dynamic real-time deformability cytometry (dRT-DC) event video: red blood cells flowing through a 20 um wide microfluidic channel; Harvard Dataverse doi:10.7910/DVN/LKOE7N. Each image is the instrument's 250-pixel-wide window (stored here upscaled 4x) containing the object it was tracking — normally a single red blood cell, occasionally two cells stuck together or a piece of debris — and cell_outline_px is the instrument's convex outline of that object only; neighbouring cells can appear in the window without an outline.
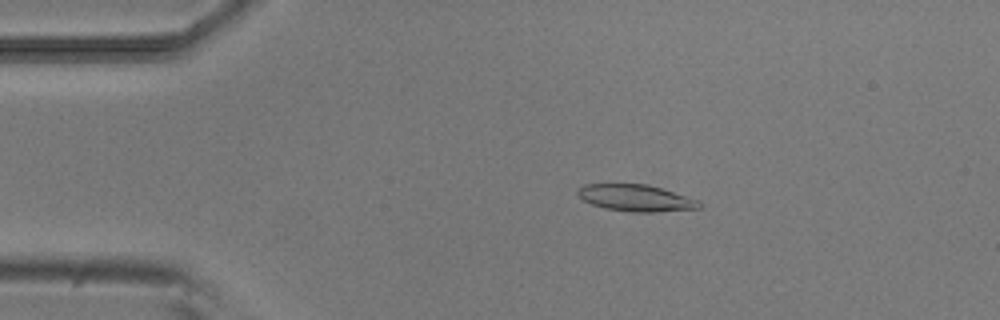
{"species": "common noctule bat (a hibernating species)", "species_latin": "Nyctalus noctula", "temperature_condition": "room temperature", "stored_images_in_passage": 26, "camera_frame_rate_fps": 3000, "um_per_image_px": 0.085, "animal": {"sex": "male", "body_mass_g": 20.5, "forearm_length_mm": 52.5}, "frame": {"image": 1, "passage_image": 10, "time_ms": 3.0, "image_size_px": [1000, 320], "cell_outline_px": [[700, 208], [652, 212], [632, 212], [604, 208], [592, 204], [584, 200], [576, 192], [584, 184], [648, 184], [700, 200]], "centroid_in_image_um": [54.06, 16.82], "position_along_channel_um": 30.9, "area_um2": 18.73}}
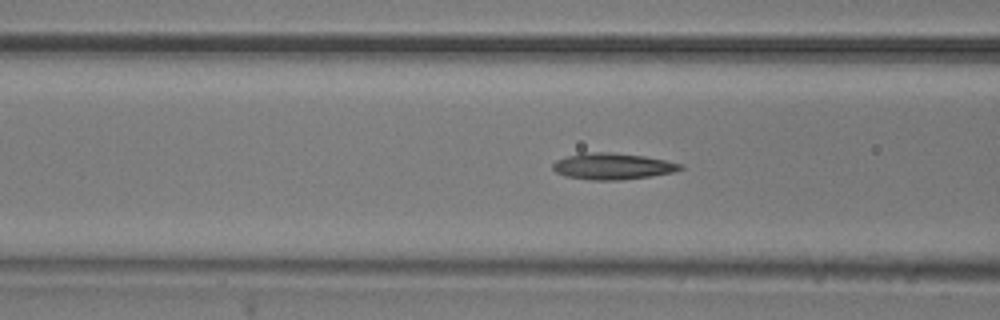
{"frame": {"image": 2, "passage_image": 20, "time_ms": 6.333, "image_size_px": [1000, 320], "cell_outline_px": [[684, 168], [672, 172], [652, 176], [620, 180], [588, 180], [564, 176], [556, 172], [552, 168], [552, 164], [556, 160], [568, 156], [584, 152], [608, 152], [644, 156], [684, 164]], "centroid_in_image_um": [52.05, 14.14], "position_along_channel_um": 114.5, "area_um2": 19.65}}
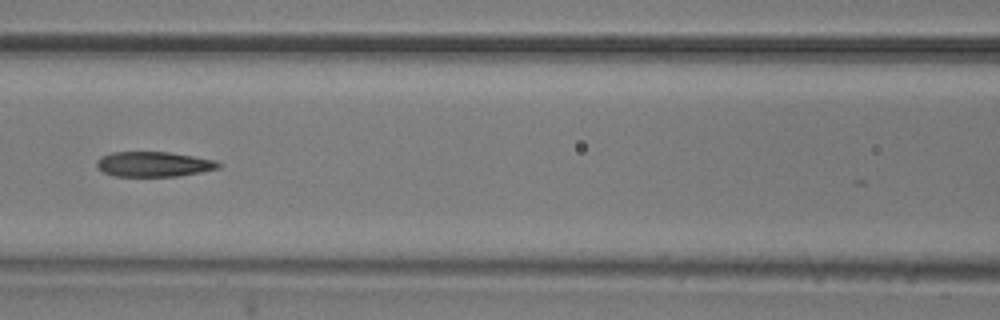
{"frame": {"image": 3, "passage_image": 23, "time_ms": 7.333, "image_size_px": [1000, 320], "cell_outline_px": [[220, 168], [180, 176], [112, 176], [96, 168], [96, 160], [100, 156], [112, 152], [168, 152], [216, 160], [220, 164]], "centroid_in_image_um": [13.02, 13.96], "position_along_channel_um": 153.6, "area_um2": 17.86}}